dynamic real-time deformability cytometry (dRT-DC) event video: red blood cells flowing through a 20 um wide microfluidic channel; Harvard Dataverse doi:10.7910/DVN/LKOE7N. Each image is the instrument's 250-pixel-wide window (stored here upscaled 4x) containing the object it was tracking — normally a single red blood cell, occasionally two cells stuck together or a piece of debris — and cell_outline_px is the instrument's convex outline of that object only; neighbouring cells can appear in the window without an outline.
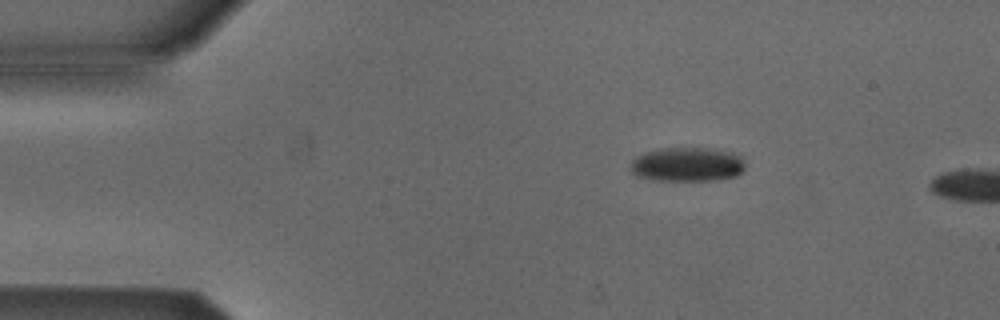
{"species": "Egyptian fruit bat (a non-hibernating species)", "species_latin": "Rousettus aegyptiacus", "temperature_condition": "cold", "stored_images_in_passage": 3, "camera_frame_rate_fps": 3000, "um_per_image_px": 0.085, "animal": {"sex": "male"}, "frame": {"image": 1, "passage_image": 1, "time_ms": 0.0, "image_size_px": [1000, 320], "cell_outline_px": [[744, 168], [736, 176], [712, 180], [656, 180], [636, 176], [628, 168], [628, 164], [636, 156], [644, 152], [660, 148], [704, 148], [732, 152], [744, 156]], "centroid_in_image_um": [58.38, 13.97], "position_along_channel_um": 26.6, "area_um2": 23.06}}